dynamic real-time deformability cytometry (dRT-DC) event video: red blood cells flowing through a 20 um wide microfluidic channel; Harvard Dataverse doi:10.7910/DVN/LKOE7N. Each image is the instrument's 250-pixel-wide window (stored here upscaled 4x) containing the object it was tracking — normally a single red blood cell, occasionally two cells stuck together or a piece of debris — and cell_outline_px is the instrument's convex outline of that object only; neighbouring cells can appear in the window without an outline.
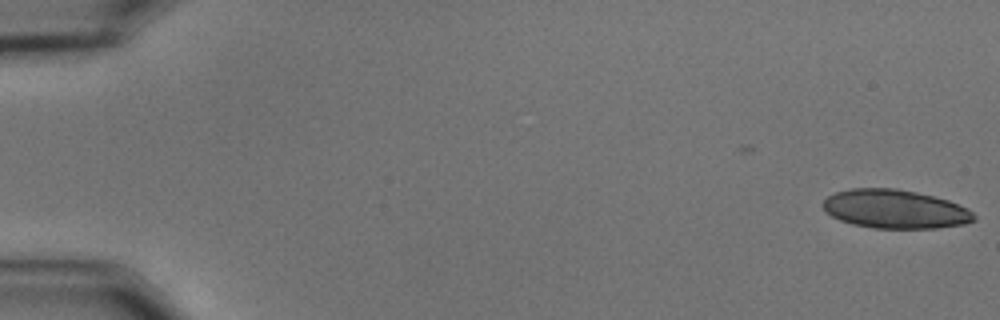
{"species": "common noctule bat (a hibernating species)", "species_latin": "Nyctalus noctula", "temperature_condition": "cold", "stored_images_in_passage": 3, "camera_frame_rate_fps": 3000, "um_per_image_px": 0.085, "animal": {"sex": "male", "body_mass_g": 15.6}, "frame": {"image": 1, "passage_image": 3, "time_ms": 0.667, "image_size_px": [1000, 320], "cell_outline_px": [[976, 220], [964, 224], [936, 228], [872, 228], [852, 224], [840, 220], [832, 216], [820, 204], [828, 196], [836, 192], [852, 188], [896, 188], [916, 192], [948, 200], [968, 208], [976, 216]], "centroid_in_image_um": [76.08, 17.77], "position_along_channel_um": 8.9, "area_um2": 34.1}}